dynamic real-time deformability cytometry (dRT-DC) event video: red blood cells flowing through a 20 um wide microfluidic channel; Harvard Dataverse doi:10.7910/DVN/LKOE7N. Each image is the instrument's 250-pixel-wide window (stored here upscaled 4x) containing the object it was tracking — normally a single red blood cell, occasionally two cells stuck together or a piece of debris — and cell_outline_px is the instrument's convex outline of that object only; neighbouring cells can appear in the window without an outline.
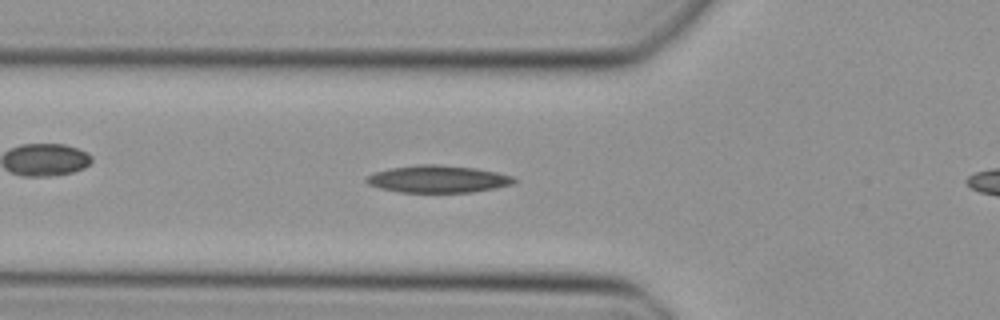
{"species": "Egyptian fruit bat (a non-hibernating species)", "species_latin": "Rousettus aegyptiacus", "temperature_condition": "cold", "stored_images_in_passage": 30, "camera_frame_rate_fps": 3000, "um_per_image_px": 0.085, "animal": {"sex": "female"}, "frame": {"image": 1, "passage_image": 5, "time_ms": 1.333, "image_size_px": [1000, 320], "cell_outline_px": [[516, 180], [512, 184], [496, 188], [472, 192], [400, 192], [380, 188], [368, 184], [364, 180], [368, 176], [376, 172], [388, 168], [416, 164], [440, 164], [476, 168], [496, 172], [512, 176]], "centroid_in_image_um": [37.21, 15.21], "position_along_channel_um": 88.6, "area_um2": 23.47}}
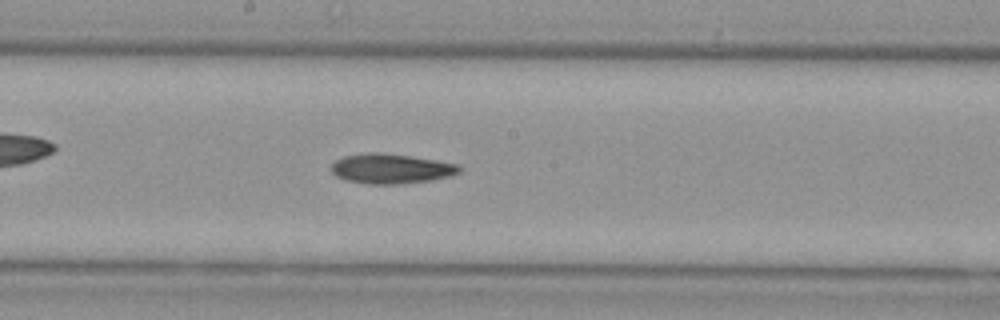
{"frame": {"image": 2, "passage_image": 14, "time_ms": 4.333, "image_size_px": [1000, 320], "cell_outline_px": [[460, 172], [448, 176], [428, 180], [396, 184], [368, 184], [344, 180], [336, 176], [328, 168], [336, 160], [344, 156], [368, 152], [380, 152], [412, 156], [460, 164]], "centroid_in_image_um": [33.19, 14.32], "position_along_channel_um": 215.0, "area_um2": 22.31}}
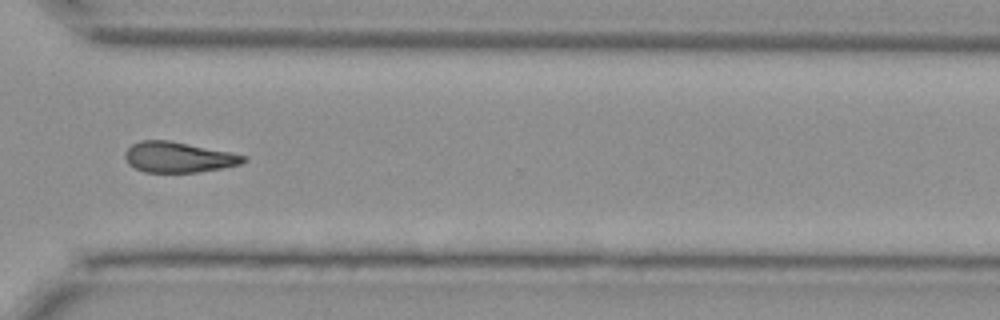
{"frame": {"image": 3, "passage_image": 24, "time_ms": 7.667, "image_size_px": [1000, 320], "cell_outline_px": [[248, 160], [240, 164], [220, 168], [196, 172], [144, 172], [128, 164], [124, 156], [124, 152], [132, 144], [140, 140], [168, 140], [248, 156]], "centroid_in_image_um": [15.13, 13.36], "position_along_channel_um": 355.5, "area_um2": 20.87}}